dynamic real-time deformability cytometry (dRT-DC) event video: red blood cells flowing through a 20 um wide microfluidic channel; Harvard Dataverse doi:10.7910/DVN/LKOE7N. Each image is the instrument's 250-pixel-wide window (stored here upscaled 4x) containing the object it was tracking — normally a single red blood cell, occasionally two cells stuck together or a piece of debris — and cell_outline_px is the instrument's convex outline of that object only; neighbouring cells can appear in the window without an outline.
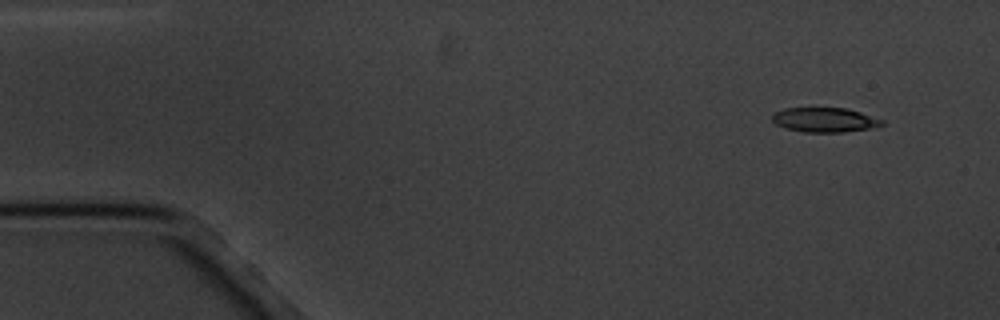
{"species": "common noctule bat (a hibernating species)", "species_latin": "Nyctalus noctula", "temperature_condition": "cold", "stored_images_in_passage": 4, "camera_frame_rate_fps": 3000, "um_per_image_px": 0.085, "animal": {"sex": "male", "body_mass_g": 20.1, "forearm_length_mm": 53.5}, "frame": {"image": 1, "passage_image": 1, "time_ms": 0.0, "image_size_px": [1000, 320], "cell_outline_px": [[884, 124], [876, 128], [844, 132], [804, 132], [784, 128], [776, 124], [772, 120], [772, 116], [776, 112], [784, 108], [848, 108], [884, 120]], "centroid_in_image_um": [70.13, 10.2], "position_along_channel_um": 14.9, "area_um2": 15.84}}